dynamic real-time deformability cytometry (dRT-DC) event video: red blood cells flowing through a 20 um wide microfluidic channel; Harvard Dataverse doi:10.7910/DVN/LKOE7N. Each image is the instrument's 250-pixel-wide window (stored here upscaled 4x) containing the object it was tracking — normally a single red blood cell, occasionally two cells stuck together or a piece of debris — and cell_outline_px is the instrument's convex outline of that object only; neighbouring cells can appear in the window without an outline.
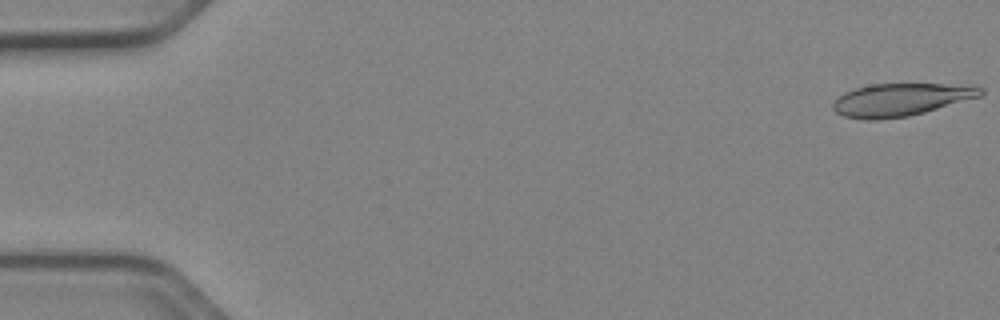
{"species": "Egyptian fruit bat (a non-hibernating species)", "species_latin": "Rousettus aegyptiacus", "temperature_condition": "cold", "stored_images_in_passage": 16, "camera_frame_rate_fps": 3000, "um_per_image_px": 0.085, "animal": {"sex": "female"}, "frame": {"image": 1, "passage_image": 1, "time_ms": 0.0, "image_size_px": [1000, 320], "cell_outline_px": [[984, 92], [980, 96], [924, 112], [908, 116], [876, 120], [864, 120], [844, 116], [836, 112], [832, 108], [832, 104], [844, 92], [856, 88], [872, 84], [944, 84], [984, 88]], "centroid_in_image_um": [76.51, 8.48], "position_along_channel_um": 8.5, "area_um2": 27.69}}
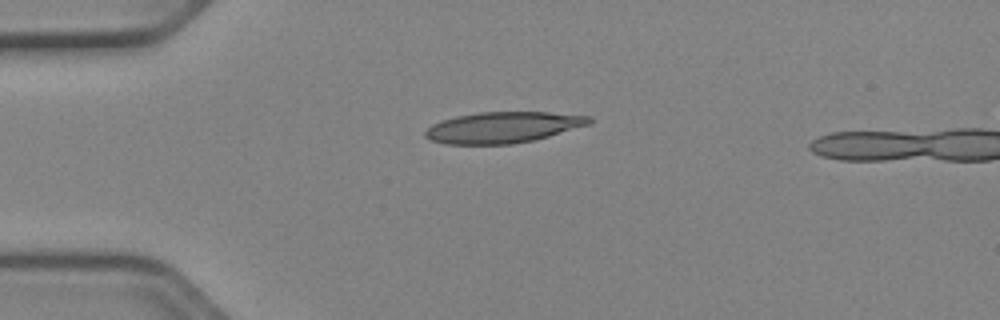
{"frame": {"image": 2, "passage_image": 13, "time_ms": 4.0, "image_size_px": [1000, 320], "cell_outline_px": [[592, 120], [588, 124], [548, 136], [532, 140], [512, 144], [444, 144], [432, 140], [424, 136], [424, 132], [432, 124], [440, 120], [456, 116], [480, 112], [548, 112], [592, 116]], "centroid_in_image_um": [42.71, 10.82], "position_along_channel_um": 42.3, "area_um2": 29.48}}